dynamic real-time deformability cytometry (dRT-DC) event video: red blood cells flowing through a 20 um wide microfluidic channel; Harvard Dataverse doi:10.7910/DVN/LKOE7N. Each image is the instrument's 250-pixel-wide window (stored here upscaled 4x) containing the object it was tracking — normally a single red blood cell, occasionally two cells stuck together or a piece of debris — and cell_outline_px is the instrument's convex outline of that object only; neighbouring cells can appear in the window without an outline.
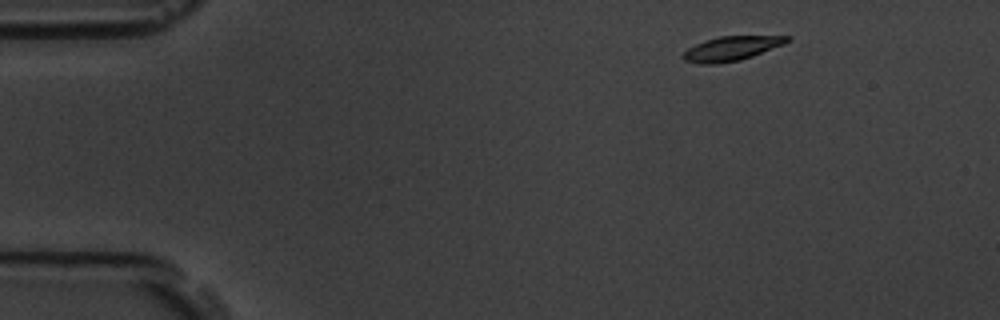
{"species": "common noctule bat (a hibernating species)", "species_latin": "Nyctalus noctula", "temperature_condition": "room temperature", "stored_images_in_passage": 3, "camera_frame_rate_fps": 3000, "um_per_image_px": 0.085, "animal": {"sex": "male", "body_mass_g": 19.5, "forearm_length_mm": 54.6}, "frame": {"image": 1, "passage_image": 1, "time_ms": 0.0, "image_size_px": [1000, 320], "cell_outline_px": [[792, 40], [784, 44], [752, 56], [740, 60], [716, 64], [700, 64], [684, 60], [680, 56], [688, 48], [704, 40], [720, 36], [792, 36]], "centroid_in_image_um": [62.17, 4.12], "position_along_channel_um": 22.8, "area_um2": 14.8}}